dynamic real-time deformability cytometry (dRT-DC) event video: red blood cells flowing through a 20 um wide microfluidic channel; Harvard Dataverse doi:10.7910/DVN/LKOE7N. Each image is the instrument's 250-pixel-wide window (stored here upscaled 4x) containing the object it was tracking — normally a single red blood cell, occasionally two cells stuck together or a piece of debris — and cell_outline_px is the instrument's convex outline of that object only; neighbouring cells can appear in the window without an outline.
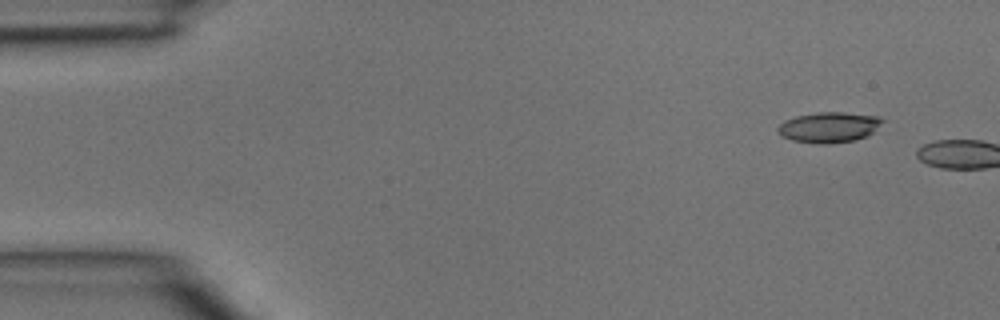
{"species": "common noctule bat (a hibernating species)", "species_latin": "Nyctalus noctula", "temperature_condition": "room temperature", "stored_images_in_passage": 2, "camera_frame_rate_fps": 3000, "um_per_image_px": 0.085, "animal": {"sex": "male", "body_mass_g": 15.6}, "frame": {"image": 1, "passage_image": 1, "time_ms": 0.0, "image_size_px": [1000, 320], "cell_outline_px": [[884, 120], [868, 136], [856, 140], [828, 144], [820, 144], [792, 140], [784, 136], [776, 128], [784, 120], [796, 116], [816, 112], [844, 112], [876, 116]], "centroid_in_image_um": [70.46, 10.81], "position_along_channel_um": 14.5, "area_um2": 18.44}}